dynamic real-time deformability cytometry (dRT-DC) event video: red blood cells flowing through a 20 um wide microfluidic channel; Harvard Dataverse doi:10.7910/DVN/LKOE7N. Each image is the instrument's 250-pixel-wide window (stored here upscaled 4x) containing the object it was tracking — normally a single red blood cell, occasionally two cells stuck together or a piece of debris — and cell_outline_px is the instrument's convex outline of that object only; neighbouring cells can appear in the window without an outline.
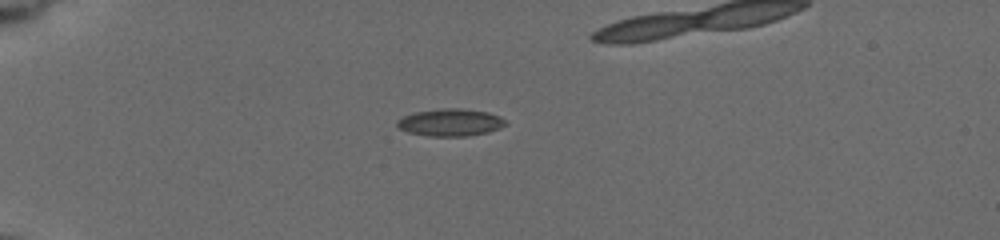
{"species": "common noctule bat (a hibernating species)", "species_latin": "Nyctalus noctula", "temperature_condition": "cold", "stored_images_in_passage": 48, "camera_frame_rate_fps": 3000, "um_per_image_px": 0.085, "animal": {"sex": "female", "body_mass_g": 19.5, "forearm_length_mm": 54.1}, "frame": {"image": 1, "passage_image": 1, "time_ms": 0.0, "image_size_px": [1000, 240], "cell_outline_px": [[508, 124], [500, 128], [488, 132], [464, 136], [428, 136], [408, 132], [400, 128], [396, 124], [396, 120], [404, 116], [416, 112], [444, 108], [460, 108], [488, 112], [500, 116]], "centroid_in_image_um": [38.3, 10.4], "position_along_channel_um": 46.7, "area_um2": 17.17}}
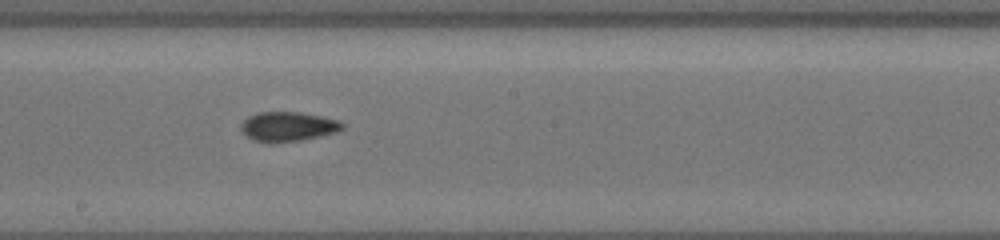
{"frame": {"image": 2, "passage_image": 24, "time_ms": 5.667, "image_size_px": [1000, 240], "cell_outline_px": [[344, 128], [340, 132], [304, 140], [272, 144], [268, 144], [256, 140], [240, 132], [240, 124], [248, 116], [260, 112], [296, 112], [320, 116], [340, 120], [344, 124]], "centroid_in_image_um": [24.5, 10.78], "position_along_channel_um": 223.7, "area_um2": 17.86}}
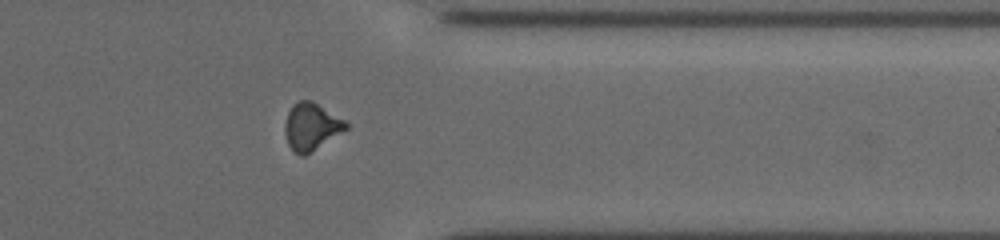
{"frame": {"image": 3, "passage_image": 41, "time_ms": 10.0, "image_size_px": [1000, 240], "cell_outline_px": [[348, 128], [304, 156], [300, 156], [288, 144], [284, 132], [284, 124], [288, 112], [292, 104], [300, 100], [312, 100], [344, 120], [348, 124]], "centroid_in_image_um": [26.43, 10.74], "position_along_channel_um": 385.0, "area_um2": 16.59}}